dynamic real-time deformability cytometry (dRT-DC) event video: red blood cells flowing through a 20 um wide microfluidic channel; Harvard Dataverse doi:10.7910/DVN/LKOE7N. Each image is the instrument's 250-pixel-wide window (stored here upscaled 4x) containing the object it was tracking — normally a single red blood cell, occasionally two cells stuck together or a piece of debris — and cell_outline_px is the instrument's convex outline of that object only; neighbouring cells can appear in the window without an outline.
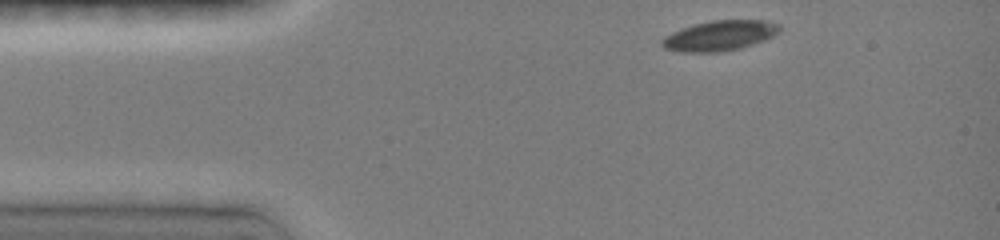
{"species": "common noctule bat (a hibernating species)", "species_latin": "Nyctalus noctula", "temperature_condition": "room temperature", "stored_images_in_passage": 6, "camera_frame_rate_fps": 3000, "um_per_image_px": 0.085, "animal": {"sex": "female", "body_mass_g": 19.0, "forearm_length_mm": 51.5}, "frame": {"image": 1, "passage_image": 1, "time_ms": 0.0, "image_size_px": [1000, 240], "cell_outline_px": [[780, 32], [764, 40], [740, 48], [720, 52], [680, 52], [664, 48], [660, 44], [660, 40], [664, 36], [672, 32], [692, 24], [712, 20], [764, 20], [780, 24]], "centroid_in_image_um": [61.14, 3.03], "position_along_channel_um": 23.9, "area_um2": 20.81}}
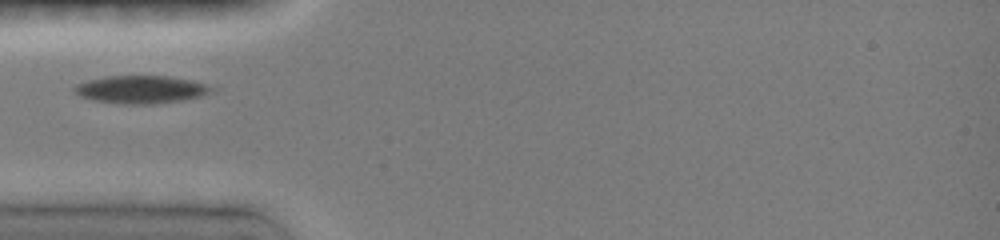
{"frame": {"image": 2, "passage_image": 5, "time_ms": 2.667, "image_size_px": [1000, 240], "cell_outline_px": [[220, 88], [204, 96], [180, 100], [152, 104], [124, 104], [92, 100], [80, 96], [72, 92], [72, 88], [76, 84], [88, 80], [104, 76], [168, 76], [192, 80]], "centroid_in_image_um": [12.01, 7.6], "position_along_channel_um": 73.0, "area_um2": 22.54}}